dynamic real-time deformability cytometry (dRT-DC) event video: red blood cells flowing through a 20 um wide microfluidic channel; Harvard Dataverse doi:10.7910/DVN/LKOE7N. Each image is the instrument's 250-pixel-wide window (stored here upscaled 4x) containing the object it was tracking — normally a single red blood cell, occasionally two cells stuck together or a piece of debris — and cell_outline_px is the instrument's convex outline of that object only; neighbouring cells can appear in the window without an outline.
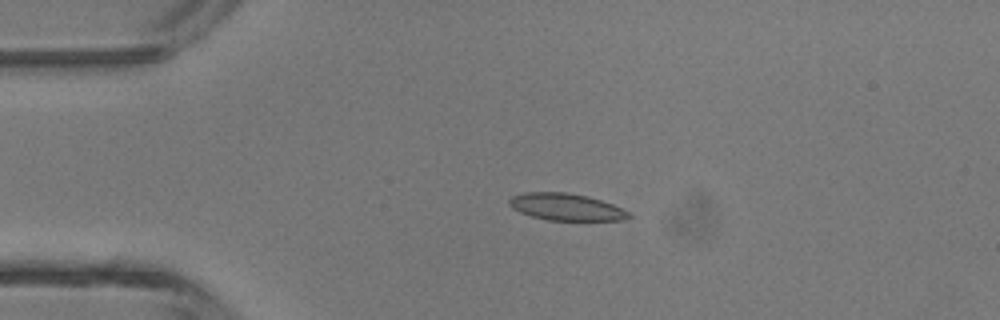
{"species": "common noctule bat (a hibernating species)", "species_latin": "Nyctalus noctula", "temperature_condition": "room temperature", "stored_images_in_passage": 5, "camera_frame_rate_fps": 3000, "um_per_image_px": 0.085, "animal": {"sex": "male", "body_mass_g": 13.3}, "frame": {"image": 1, "passage_image": 3, "time_ms": 0.667, "image_size_px": [1000, 320], "cell_outline_px": [[632, 216], [624, 220], [548, 220], [532, 216], [520, 212], [512, 208], [508, 204], [508, 200], [512, 196], [524, 192], [568, 192], [588, 196], [612, 204], [628, 212]], "centroid_in_image_um": [48.09, 17.58], "position_along_channel_um": 36.9, "area_um2": 18.73}}
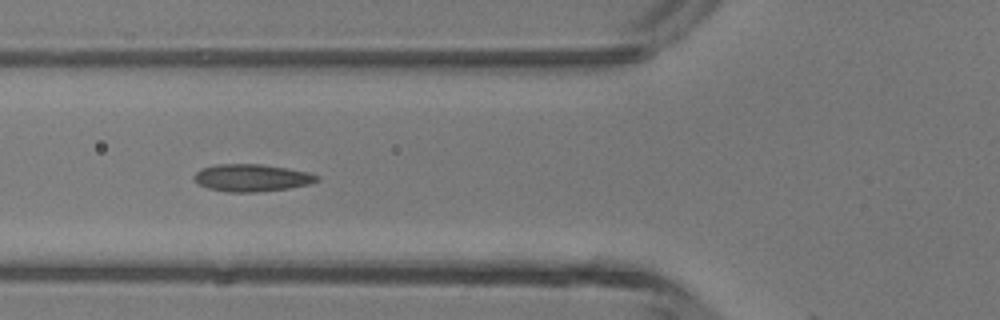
{"frame": {"image": 2, "passage_image": 5, "time_ms": 1.333, "image_size_px": [1000, 320], "cell_outline_px": [[320, 180], [312, 184], [288, 188], [256, 192], [228, 192], [208, 188], [200, 184], [192, 176], [200, 168], [216, 164], [260, 164], [308, 172], [320, 176]], "centroid_in_image_um": [21.41, 15.11], "position_along_channel_um": 104.4, "area_um2": 19.54}}